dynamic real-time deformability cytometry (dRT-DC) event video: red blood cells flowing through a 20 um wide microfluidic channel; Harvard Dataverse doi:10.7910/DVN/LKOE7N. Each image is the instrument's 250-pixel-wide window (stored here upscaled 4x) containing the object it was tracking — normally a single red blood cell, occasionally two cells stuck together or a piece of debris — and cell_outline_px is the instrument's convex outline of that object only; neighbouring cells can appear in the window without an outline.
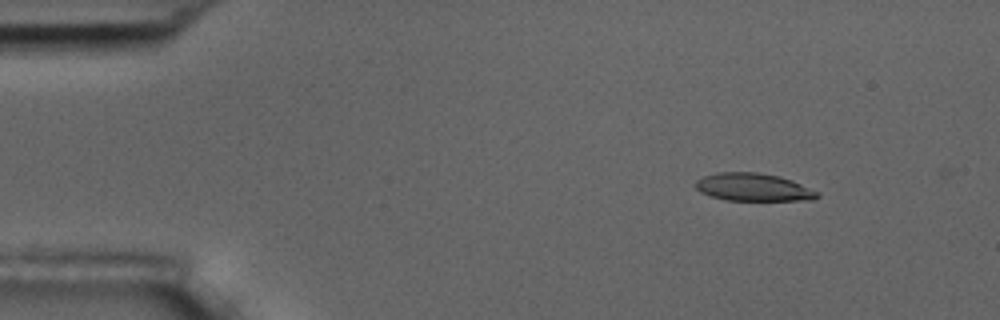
{"species": "common noctule bat (a hibernating species)", "species_latin": "Nyctalus noctula", "temperature_condition": "room temperature", "stored_images_in_passage": 9, "camera_frame_rate_fps": 3000, "um_per_image_px": 0.085, "animal": {"sex": "male", "body_mass_g": 17.5, "forearm_length_mm": 52.3}, "frame": {"image": 1, "passage_image": 2, "time_ms": 1.333, "image_size_px": [1000, 320], "cell_outline_px": [[820, 196], [812, 200], [724, 200], [700, 192], [692, 184], [696, 180], [704, 176], [716, 172], [756, 172], [780, 176], [792, 180], [820, 192]], "centroid_in_image_um": [64.03, 15.91], "position_along_channel_um": 21.0, "area_um2": 19.88}}
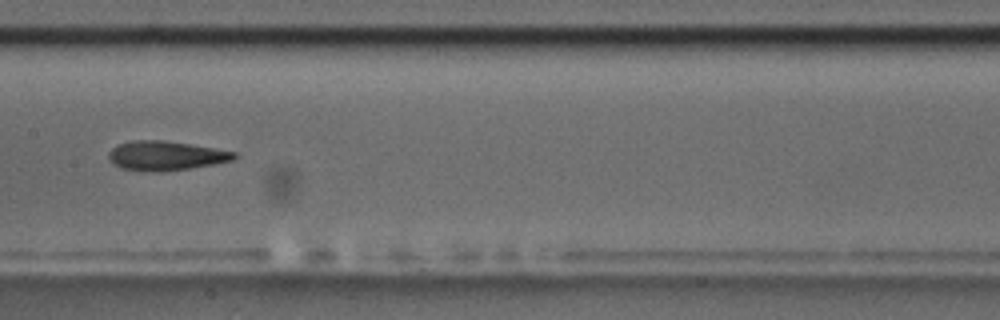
{"frame": {"image": 2, "passage_image": 8, "time_ms": 8.333, "image_size_px": [1000, 320], "cell_outline_px": [[240, 156], [232, 160], [216, 164], [160, 172], [152, 172], [120, 168], [112, 164], [108, 156], [108, 152], [116, 144], [132, 140], [164, 140], [236, 152]], "centroid_in_image_um": [14.05, 13.24], "position_along_channel_um": 193.3, "area_um2": 21.56}}
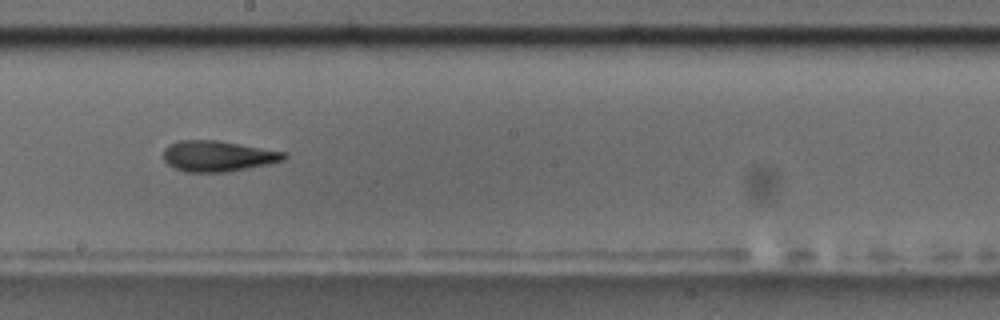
{"frame": {"image": 3, "passage_image": 9, "time_ms": 9.333, "image_size_px": [1000, 320], "cell_outline_px": [[288, 156], [284, 160], [272, 164], [228, 172], [184, 172], [172, 168], [164, 160], [164, 148], [180, 140], [216, 140], [288, 152]], "centroid_in_image_um": [18.57, 13.28], "position_along_channel_um": 229.6, "area_um2": 21.91}}